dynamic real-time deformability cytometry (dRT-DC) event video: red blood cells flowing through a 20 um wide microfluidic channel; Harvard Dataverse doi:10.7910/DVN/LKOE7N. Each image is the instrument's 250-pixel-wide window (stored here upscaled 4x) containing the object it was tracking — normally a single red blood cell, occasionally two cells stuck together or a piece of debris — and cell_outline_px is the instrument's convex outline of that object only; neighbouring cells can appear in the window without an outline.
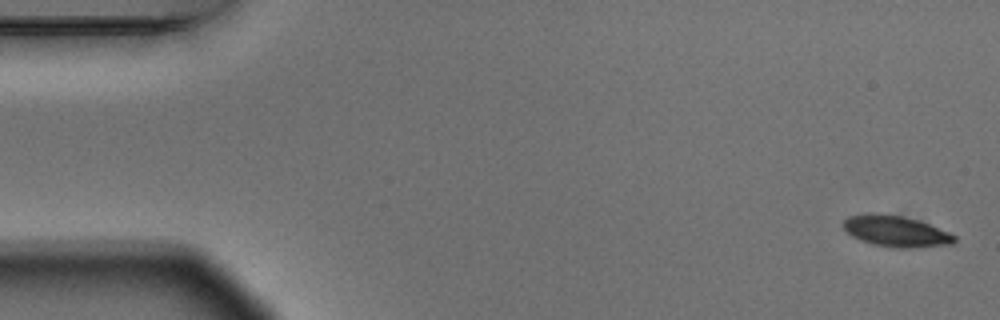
{"species": "Egyptian fruit bat (a non-hibernating species)", "species_latin": "Rousettus aegyptiacus", "temperature_condition": "warm", "stored_images_in_passage": 6, "camera_frame_rate_fps": 3000, "um_per_image_px": 0.085, "animal": {"sex": "male"}, "frame": {"image": 1, "passage_image": 1, "time_ms": 0.0, "image_size_px": [1000, 320], "cell_outline_px": [[956, 240], [952, 244], [924, 248], [892, 248], [872, 244], [860, 240], [852, 236], [844, 228], [844, 220], [848, 216], [872, 212], [904, 216], [928, 224], [948, 232], [956, 236]], "centroid_in_image_um": [76.16, 19.67], "position_along_channel_um": 8.8, "area_um2": 20.29}}
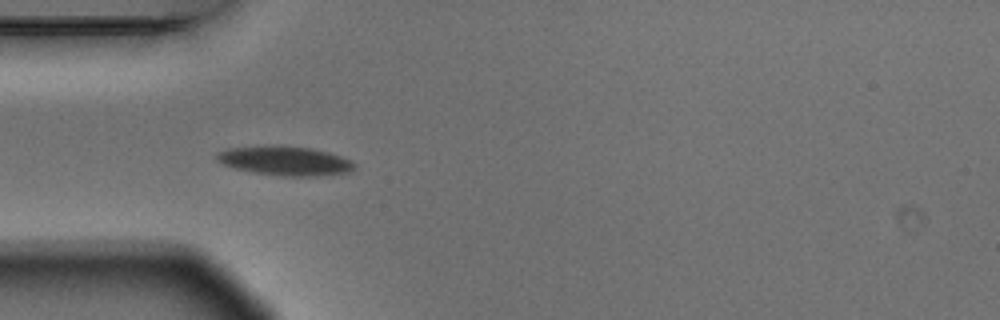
{"frame": {"image": 2, "passage_image": 5, "time_ms": 1.333, "image_size_px": [1000, 320], "cell_outline_px": [[356, 164], [348, 172], [312, 176], [280, 176], [256, 172], [236, 168], [220, 164], [216, 160], [216, 152], [228, 148], [312, 148], [328, 152], [352, 160]], "centroid_in_image_um": [24.23, 13.71], "position_along_channel_um": 60.8, "area_um2": 22.37}}
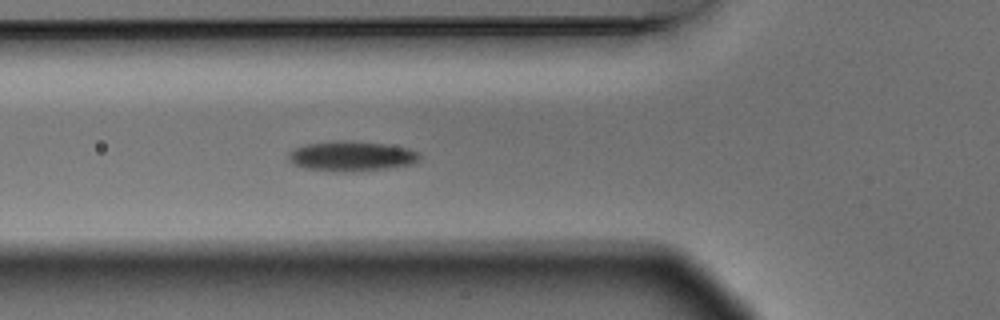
{"frame": {"image": 3, "passage_image": 6, "time_ms": 1.667, "image_size_px": [1000, 320], "cell_outline_px": [[420, 160], [412, 164], [384, 168], [352, 172], [344, 172], [304, 168], [296, 164], [288, 156], [288, 152], [304, 144], [332, 140], [352, 140], [388, 144], [408, 148], [420, 152]], "centroid_in_image_um": [29.91, 13.25], "position_along_channel_um": 95.9, "area_um2": 23.06}}